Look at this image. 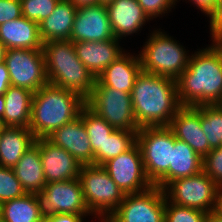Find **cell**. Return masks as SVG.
<instances>
[{
	"label": "cell",
	"mask_w": 222,
	"mask_h": 222,
	"mask_svg": "<svg viewBox=\"0 0 222 222\" xmlns=\"http://www.w3.org/2000/svg\"><path fill=\"white\" fill-rule=\"evenodd\" d=\"M176 83L181 106L222 104V43L192 53Z\"/></svg>",
	"instance_id": "obj_1"
},
{
	"label": "cell",
	"mask_w": 222,
	"mask_h": 222,
	"mask_svg": "<svg viewBox=\"0 0 222 222\" xmlns=\"http://www.w3.org/2000/svg\"><path fill=\"white\" fill-rule=\"evenodd\" d=\"M133 114L138 126H169L182 107L175 79L141 71L131 93Z\"/></svg>",
	"instance_id": "obj_2"
},
{
	"label": "cell",
	"mask_w": 222,
	"mask_h": 222,
	"mask_svg": "<svg viewBox=\"0 0 222 222\" xmlns=\"http://www.w3.org/2000/svg\"><path fill=\"white\" fill-rule=\"evenodd\" d=\"M84 106L77 93L47 83L33 93L29 129L36 139L47 138L77 118Z\"/></svg>",
	"instance_id": "obj_3"
},
{
	"label": "cell",
	"mask_w": 222,
	"mask_h": 222,
	"mask_svg": "<svg viewBox=\"0 0 222 222\" xmlns=\"http://www.w3.org/2000/svg\"><path fill=\"white\" fill-rule=\"evenodd\" d=\"M42 50L48 83L77 93L86 100L95 86L96 78L77 57L73 42H45Z\"/></svg>",
	"instance_id": "obj_4"
},
{
	"label": "cell",
	"mask_w": 222,
	"mask_h": 222,
	"mask_svg": "<svg viewBox=\"0 0 222 222\" xmlns=\"http://www.w3.org/2000/svg\"><path fill=\"white\" fill-rule=\"evenodd\" d=\"M151 32L138 54L142 71L176 80L188 66L189 50L161 28Z\"/></svg>",
	"instance_id": "obj_5"
},
{
	"label": "cell",
	"mask_w": 222,
	"mask_h": 222,
	"mask_svg": "<svg viewBox=\"0 0 222 222\" xmlns=\"http://www.w3.org/2000/svg\"><path fill=\"white\" fill-rule=\"evenodd\" d=\"M79 180L94 218L110 217L124 200L125 194L102 166L82 165Z\"/></svg>",
	"instance_id": "obj_6"
},
{
	"label": "cell",
	"mask_w": 222,
	"mask_h": 222,
	"mask_svg": "<svg viewBox=\"0 0 222 222\" xmlns=\"http://www.w3.org/2000/svg\"><path fill=\"white\" fill-rule=\"evenodd\" d=\"M145 174L155 185L169 170L175 135L169 126L141 127L136 134Z\"/></svg>",
	"instance_id": "obj_7"
},
{
	"label": "cell",
	"mask_w": 222,
	"mask_h": 222,
	"mask_svg": "<svg viewBox=\"0 0 222 222\" xmlns=\"http://www.w3.org/2000/svg\"><path fill=\"white\" fill-rule=\"evenodd\" d=\"M85 105L115 129L132 132L140 129L133 114L129 93L95 83Z\"/></svg>",
	"instance_id": "obj_8"
},
{
	"label": "cell",
	"mask_w": 222,
	"mask_h": 222,
	"mask_svg": "<svg viewBox=\"0 0 222 222\" xmlns=\"http://www.w3.org/2000/svg\"><path fill=\"white\" fill-rule=\"evenodd\" d=\"M34 194L43 219L56 214L92 215L86 205L79 178L47 183L42 191Z\"/></svg>",
	"instance_id": "obj_9"
},
{
	"label": "cell",
	"mask_w": 222,
	"mask_h": 222,
	"mask_svg": "<svg viewBox=\"0 0 222 222\" xmlns=\"http://www.w3.org/2000/svg\"><path fill=\"white\" fill-rule=\"evenodd\" d=\"M218 187L202 170L196 175L172 181L164 192L171 203L210 213L214 210Z\"/></svg>",
	"instance_id": "obj_10"
},
{
	"label": "cell",
	"mask_w": 222,
	"mask_h": 222,
	"mask_svg": "<svg viewBox=\"0 0 222 222\" xmlns=\"http://www.w3.org/2000/svg\"><path fill=\"white\" fill-rule=\"evenodd\" d=\"M165 206L164 190L152 185L142 192L125 195L110 218L114 222H164Z\"/></svg>",
	"instance_id": "obj_11"
},
{
	"label": "cell",
	"mask_w": 222,
	"mask_h": 222,
	"mask_svg": "<svg viewBox=\"0 0 222 222\" xmlns=\"http://www.w3.org/2000/svg\"><path fill=\"white\" fill-rule=\"evenodd\" d=\"M4 62L13 86L35 93L48 83L42 49H6Z\"/></svg>",
	"instance_id": "obj_12"
},
{
	"label": "cell",
	"mask_w": 222,
	"mask_h": 222,
	"mask_svg": "<svg viewBox=\"0 0 222 222\" xmlns=\"http://www.w3.org/2000/svg\"><path fill=\"white\" fill-rule=\"evenodd\" d=\"M102 167L125 195L142 192L152 186L145 174L141 150L137 143L126 152L105 162Z\"/></svg>",
	"instance_id": "obj_13"
},
{
	"label": "cell",
	"mask_w": 222,
	"mask_h": 222,
	"mask_svg": "<svg viewBox=\"0 0 222 222\" xmlns=\"http://www.w3.org/2000/svg\"><path fill=\"white\" fill-rule=\"evenodd\" d=\"M105 5H91L77 9L70 40L98 42L114 39Z\"/></svg>",
	"instance_id": "obj_14"
},
{
	"label": "cell",
	"mask_w": 222,
	"mask_h": 222,
	"mask_svg": "<svg viewBox=\"0 0 222 222\" xmlns=\"http://www.w3.org/2000/svg\"><path fill=\"white\" fill-rule=\"evenodd\" d=\"M46 183L79 178L82 165L65 149L47 138H37Z\"/></svg>",
	"instance_id": "obj_15"
},
{
	"label": "cell",
	"mask_w": 222,
	"mask_h": 222,
	"mask_svg": "<svg viewBox=\"0 0 222 222\" xmlns=\"http://www.w3.org/2000/svg\"><path fill=\"white\" fill-rule=\"evenodd\" d=\"M169 127L178 140L186 142L200 157L212 150L200 123V106H182Z\"/></svg>",
	"instance_id": "obj_16"
},
{
	"label": "cell",
	"mask_w": 222,
	"mask_h": 222,
	"mask_svg": "<svg viewBox=\"0 0 222 222\" xmlns=\"http://www.w3.org/2000/svg\"><path fill=\"white\" fill-rule=\"evenodd\" d=\"M47 139L65 149L81 165H94V153L80 116L55 130Z\"/></svg>",
	"instance_id": "obj_17"
},
{
	"label": "cell",
	"mask_w": 222,
	"mask_h": 222,
	"mask_svg": "<svg viewBox=\"0 0 222 222\" xmlns=\"http://www.w3.org/2000/svg\"><path fill=\"white\" fill-rule=\"evenodd\" d=\"M114 38L98 42H74L77 57L97 79L99 75L126 51Z\"/></svg>",
	"instance_id": "obj_18"
},
{
	"label": "cell",
	"mask_w": 222,
	"mask_h": 222,
	"mask_svg": "<svg viewBox=\"0 0 222 222\" xmlns=\"http://www.w3.org/2000/svg\"><path fill=\"white\" fill-rule=\"evenodd\" d=\"M106 9L115 38L120 40L137 34L151 21L137 0H114Z\"/></svg>",
	"instance_id": "obj_19"
},
{
	"label": "cell",
	"mask_w": 222,
	"mask_h": 222,
	"mask_svg": "<svg viewBox=\"0 0 222 222\" xmlns=\"http://www.w3.org/2000/svg\"><path fill=\"white\" fill-rule=\"evenodd\" d=\"M134 54L126 51L113 61L96 79V84L131 94L135 80L142 71L139 55Z\"/></svg>",
	"instance_id": "obj_20"
},
{
	"label": "cell",
	"mask_w": 222,
	"mask_h": 222,
	"mask_svg": "<svg viewBox=\"0 0 222 222\" xmlns=\"http://www.w3.org/2000/svg\"><path fill=\"white\" fill-rule=\"evenodd\" d=\"M0 42L6 49H42L39 24L24 16L0 25Z\"/></svg>",
	"instance_id": "obj_21"
},
{
	"label": "cell",
	"mask_w": 222,
	"mask_h": 222,
	"mask_svg": "<svg viewBox=\"0 0 222 222\" xmlns=\"http://www.w3.org/2000/svg\"><path fill=\"white\" fill-rule=\"evenodd\" d=\"M202 170L203 158L175 137L169 170L155 185L164 190L172 181L196 175Z\"/></svg>",
	"instance_id": "obj_22"
},
{
	"label": "cell",
	"mask_w": 222,
	"mask_h": 222,
	"mask_svg": "<svg viewBox=\"0 0 222 222\" xmlns=\"http://www.w3.org/2000/svg\"><path fill=\"white\" fill-rule=\"evenodd\" d=\"M35 140L29 128L3 126L0 131V166L13 168Z\"/></svg>",
	"instance_id": "obj_23"
},
{
	"label": "cell",
	"mask_w": 222,
	"mask_h": 222,
	"mask_svg": "<svg viewBox=\"0 0 222 222\" xmlns=\"http://www.w3.org/2000/svg\"><path fill=\"white\" fill-rule=\"evenodd\" d=\"M77 8L69 0H59L52 14L39 23L43 43L70 40Z\"/></svg>",
	"instance_id": "obj_24"
},
{
	"label": "cell",
	"mask_w": 222,
	"mask_h": 222,
	"mask_svg": "<svg viewBox=\"0 0 222 222\" xmlns=\"http://www.w3.org/2000/svg\"><path fill=\"white\" fill-rule=\"evenodd\" d=\"M3 95L5 100L3 126L29 128L33 92L10 85Z\"/></svg>",
	"instance_id": "obj_25"
},
{
	"label": "cell",
	"mask_w": 222,
	"mask_h": 222,
	"mask_svg": "<svg viewBox=\"0 0 222 222\" xmlns=\"http://www.w3.org/2000/svg\"><path fill=\"white\" fill-rule=\"evenodd\" d=\"M26 193L42 191L46 180L40 158L39 145L35 142L12 168Z\"/></svg>",
	"instance_id": "obj_26"
},
{
	"label": "cell",
	"mask_w": 222,
	"mask_h": 222,
	"mask_svg": "<svg viewBox=\"0 0 222 222\" xmlns=\"http://www.w3.org/2000/svg\"><path fill=\"white\" fill-rule=\"evenodd\" d=\"M2 222H42L38 201L34 193L0 204Z\"/></svg>",
	"instance_id": "obj_27"
},
{
	"label": "cell",
	"mask_w": 222,
	"mask_h": 222,
	"mask_svg": "<svg viewBox=\"0 0 222 222\" xmlns=\"http://www.w3.org/2000/svg\"><path fill=\"white\" fill-rule=\"evenodd\" d=\"M79 116L86 128L95 160L103 152L105 139L110 136L115 128L86 105L81 109Z\"/></svg>",
	"instance_id": "obj_28"
},
{
	"label": "cell",
	"mask_w": 222,
	"mask_h": 222,
	"mask_svg": "<svg viewBox=\"0 0 222 222\" xmlns=\"http://www.w3.org/2000/svg\"><path fill=\"white\" fill-rule=\"evenodd\" d=\"M200 123L211 149L222 145V104L201 105Z\"/></svg>",
	"instance_id": "obj_29"
},
{
	"label": "cell",
	"mask_w": 222,
	"mask_h": 222,
	"mask_svg": "<svg viewBox=\"0 0 222 222\" xmlns=\"http://www.w3.org/2000/svg\"><path fill=\"white\" fill-rule=\"evenodd\" d=\"M137 132L115 129L103 143V152L94 160V165L102 166L108 160L126 152L136 143Z\"/></svg>",
	"instance_id": "obj_30"
},
{
	"label": "cell",
	"mask_w": 222,
	"mask_h": 222,
	"mask_svg": "<svg viewBox=\"0 0 222 222\" xmlns=\"http://www.w3.org/2000/svg\"><path fill=\"white\" fill-rule=\"evenodd\" d=\"M207 215V212L176 205L166 198L164 222H205Z\"/></svg>",
	"instance_id": "obj_31"
},
{
	"label": "cell",
	"mask_w": 222,
	"mask_h": 222,
	"mask_svg": "<svg viewBox=\"0 0 222 222\" xmlns=\"http://www.w3.org/2000/svg\"><path fill=\"white\" fill-rule=\"evenodd\" d=\"M26 194L12 168L0 166V204Z\"/></svg>",
	"instance_id": "obj_32"
},
{
	"label": "cell",
	"mask_w": 222,
	"mask_h": 222,
	"mask_svg": "<svg viewBox=\"0 0 222 222\" xmlns=\"http://www.w3.org/2000/svg\"><path fill=\"white\" fill-rule=\"evenodd\" d=\"M59 0H21L22 16L37 24L49 17Z\"/></svg>",
	"instance_id": "obj_33"
},
{
	"label": "cell",
	"mask_w": 222,
	"mask_h": 222,
	"mask_svg": "<svg viewBox=\"0 0 222 222\" xmlns=\"http://www.w3.org/2000/svg\"><path fill=\"white\" fill-rule=\"evenodd\" d=\"M203 171L218 186L222 185V145L212 149L203 158Z\"/></svg>",
	"instance_id": "obj_34"
},
{
	"label": "cell",
	"mask_w": 222,
	"mask_h": 222,
	"mask_svg": "<svg viewBox=\"0 0 222 222\" xmlns=\"http://www.w3.org/2000/svg\"><path fill=\"white\" fill-rule=\"evenodd\" d=\"M179 0H137L150 20L169 13Z\"/></svg>",
	"instance_id": "obj_35"
},
{
	"label": "cell",
	"mask_w": 222,
	"mask_h": 222,
	"mask_svg": "<svg viewBox=\"0 0 222 222\" xmlns=\"http://www.w3.org/2000/svg\"><path fill=\"white\" fill-rule=\"evenodd\" d=\"M21 16V0H0V25Z\"/></svg>",
	"instance_id": "obj_36"
},
{
	"label": "cell",
	"mask_w": 222,
	"mask_h": 222,
	"mask_svg": "<svg viewBox=\"0 0 222 222\" xmlns=\"http://www.w3.org/2000/svg\"><path fill=\"white\" fill-rule=\"evenodd\" d=\"M211 41L222 43V0L218 1L214 14L209 18Z\"/></svg>",
	"instance_id": "obj_37"
},
{
	"label": "cell",
	"mask_w": 222,
	"mask_h": 222,
	"mask_svg": "<svg viewBox=\"0 0 222 222\" xmlns=\"http://www.w3.org/2000/svg\"><path fill=\"white\" fill-rule=\"evenodd\" d=\"M189 1L196 5V8L204 13L205 16L210 18L214 14L219 0H188V2Z\"/></svg>",
	"instance_id": "obj_38"
},
{
	"label": "cell",
	"mask_w": 222,
	"mask_h": 222,
	"mask_svg": "<svg viewBox=\"0 0 222 222\" xmlns=\"http://www.w3.org/2000/svg\"><path fill=\"white\" fill-rule=\"evenodd\" d=\"M85 218L81 214H56L55 216L44 218L42 222H83Z\"/></svg>",
	"instance_id": "obj_39"
},
{
	"label": "cell",
	"mask_w": 222,
	"mask_h": 222,
	"mask_svg": "<svg viewBox=\"0 0 222 222\" xmlns=\"http://www.w3.org/2000/svg\"><path fill=\"white\" fill-rule=\"evenodd\" d=\"M11 81L9 77V72L5 62L0 63V95H3L7 89L10 87Z\"/></svg>",
	"instance_id": "obj_40"
},
{
	"label": "cell",
	"mask_w": 222,
	"mask_h": 222,
	"mask_svg": "<svg viewBox=\"0 0 222 222\" xmlns=\"http://www.w3.org/2000/svg\"><path fill=\"white\" fill-rule=\"evenodd\" d=\"M213 213L222 218V185H220L217 189L216 202Z\"/></svg>",
	"instance_id": "obj_41"
},
{
	"label": "cell",
	"mask_w": 222,
	"mask_h": 222,
	"mask_svg": "<svg viewBox=\"0 0 222 222\" xmlns=\"http://www.w3.org/2000/svg\"><path fill=\"white\" fill-rule=\"evenodd\" d=\"M77 9L98 4V0H69Z\"/></svg>",
	"instance_id": "obj_42"
},
{
	"label": "cell",
	"mask_w": 222,
	"mask_h": 222,
	"mask_svg": "<svg viewBox=\"0 0 222 222\" xmlns=\"http://www.w3.org/2000/svg\"><path fill=\"white\" fill-rule=\"evenodd\" d=\"M205 222H222V218L218 217L213 212L208 213Z\"/></svg>",
	"instance_id": "obj_43"
},
{
	"label": "cell",
	"mask_w": 222,
	"mask_h": 222,
	"mask_svg": "<svg viewBox=\"0 0 222 222\" xmlns=\"http://www.w3.org/2000/svg\"><path fill=\"white\" fill-rule=\"evenodd\" d=\"M5 111V100L4 95H0V121L2 122V116Z\"/></svg>",
	"instance_id": "obj_44"
},
{
	"label": "cell",
	"mask_w": 222,
	"mask_h": 222,
	"mask_svg": "<svg viewBox=\"0 0 222 222\" xmlns=\"http://www.w3.org/2000/svg\"><path fill=\"white\" fill-rule=\"evenodd\" d=\"M6 53V47L0 42V63L4 61Z\"/></svg>",
	"instance_id": "obj_45"
},
{
	"label": "cell",
	"mask_w": 222,
	"mask_h": 222,
	"mask_svg": "<svg viewBox=\"0 0 222 222\" xmlns=\"http://www.w3.org/2000/svg\"><path fill=\"white\" fill-rule=\"evenodd\" d=\"M97 219L99 222H114L110 217H99Z\"/></svg>",
	"instance_id": "obj_46"
},
{
	"label": "cell",
	"mask_w": 222,
	"mask_h": 222,
	"mask_svg": "<svg viewBox=\"0 0 222 222\" xmlns=\"http://www.w3.org/2000/svg\"><path fill=\"white\" fill-rule=\"evenodd\" d=\"M114 0H98V4L107 6L111 4Z\"/></svg>",
	"instance_id": "obj_47"
},
{
	"label": "cell",
	"mask_w": 222,
	"mask_h": 222,
	"mask_svg": "<svg viewBox=\"0 0 222 222\" xmlns=\"http://www.w3.org/2000/svg\"><path fill=\"white\" fill-rule=\"evenodd\" d=\"M2 127H3V124H2V122L0 121V131H1Z\"/></svg>",
	"instance_id": "obj_48"
}]
</instances>
